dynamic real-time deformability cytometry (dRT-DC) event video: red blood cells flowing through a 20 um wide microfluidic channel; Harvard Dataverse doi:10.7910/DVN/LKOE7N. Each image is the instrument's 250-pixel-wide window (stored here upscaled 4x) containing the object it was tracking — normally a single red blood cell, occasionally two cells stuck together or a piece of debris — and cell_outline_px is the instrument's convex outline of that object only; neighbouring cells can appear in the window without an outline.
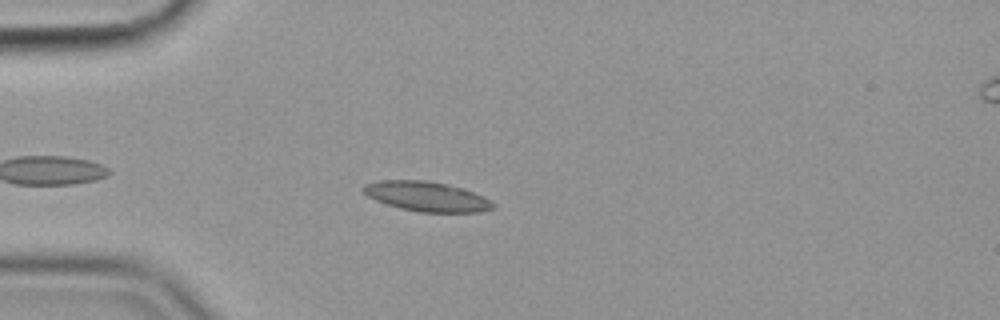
{"species": "common noctule bat (a hibernating species)", "species_latin": "Nyctalus noctula", "temperature_condition": "cold", "stored_images_in_passage": 48, "camera_frame_rate_fps": 3000, "um_per_image_px": 0.085, "animal": {"sex": "female", "body_mass_g": 19.9}, "frame": {"image": 1, "passage_image": 7, "time_ms": 2.0, "image_size_px": [1000, 320], "cell_outline_px": [[496, 208], [480, 212], [420, 212], [400, 208], [376, 200], [368, 196], [360, 188], [364, 184], [380, 180], [424, 180], [448, 184], [464, 188], [496, 204]], "centroid_in_image_um": [36.26, 16.69], "position_along_channel_um": 48.7, "area_um2": 22.43}}
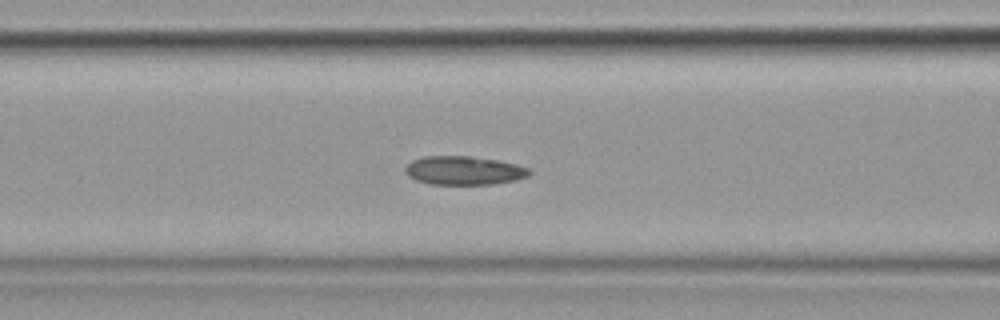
{"frame": {"image": 2, "passage_image": 15, "time_ms": 4.667, "image_size_px": [1000, 320], "cell_outline_px": [[532, 172], [528, 176], [516, 180], [492, 184], [428, 184], [416, 180], [408, 176], [404, 172], [404, 168], [412, 160], [424, 156], [472, 156], [496, 160], [516, 164], [528, 168]], "centroid_in_image_um": [39.41, 14.49], "position_along_channel_um": 127.2, "area_um2": 20.81}}
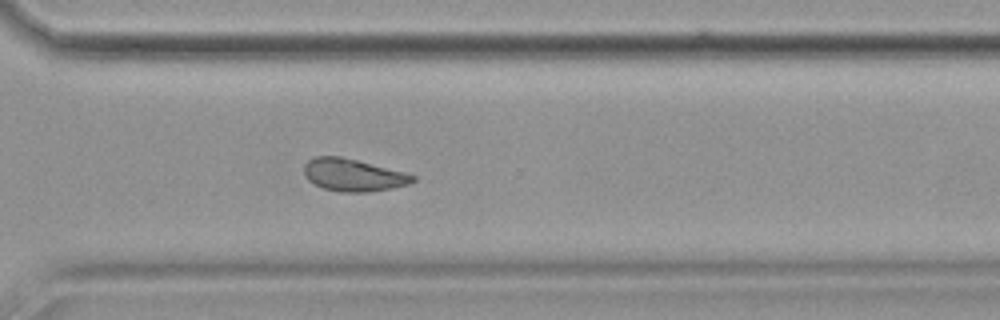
{"frame": {"image": 3, "passage_image": 33, "time_ms": 10.667, "image_size_px": [1000, 320], "cell_outline_px": [[416, 180], [408, 184], [392, 188], [368, 192], [340, 192], [324, 188], [308, 180], [304, 176], [304, 164], [308, 160], [316, 156], [340, 156], [404, 172], [416, 176]], "centroid_in_image_um": [30.0, 14.88], "position_along_channel_um": 340.6, "area_um2": 20.4}, "authors_computed_cell_mechanics": {"area_um2": 20.9525, "velocity_mm_per_s": 3.5573, "shape_relaxation_time_tau1_ms": null, "shape_relaxation_time_tau2_ms": 4.4812, "deformation_change_tau1": null, "deformation_change_tau2": 0.1011}}